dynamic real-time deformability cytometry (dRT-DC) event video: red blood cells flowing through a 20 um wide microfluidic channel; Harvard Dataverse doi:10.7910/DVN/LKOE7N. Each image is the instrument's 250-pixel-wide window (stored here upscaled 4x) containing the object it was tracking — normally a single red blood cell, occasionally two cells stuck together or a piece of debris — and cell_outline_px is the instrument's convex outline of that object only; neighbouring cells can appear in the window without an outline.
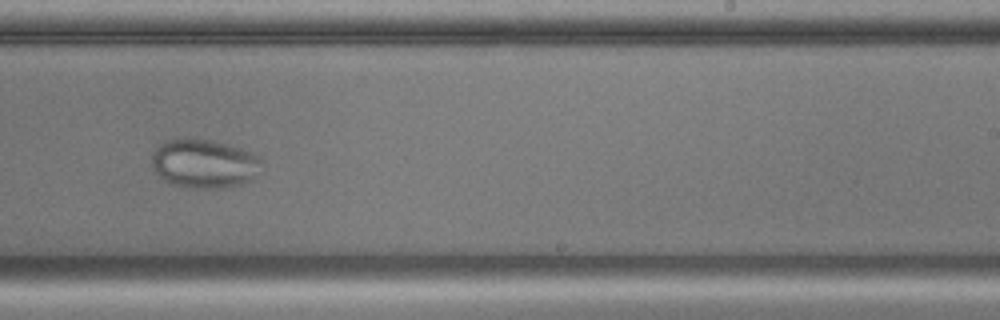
{"species": "common noctule bat (a hibernating species)", "species_latin": "Nyctalus noctula", "temperature_condition": "cold", "stored_images_in_passage": 56, "segment_of_instrument_passage": [1, 2], "camera_frame_rate_fps": 3000, "um_per_image_px": 0.085, "animal": {"sex": "male", "body_mass_g": 17.9, "forearm_length_mm": 54.2}, "frame": {"image": 1, "passage_image": 34, "time_ms": 11.0, "image_size_px": [1000, 320], "cell_outline_px": [[264, 172], [252, 180], [240, 184], [224, 188], [184, 188], [172, 184], [164, 180], [152, 168], [152, 152], [160, 144], [168, 140], [184, 136], [188, 136], [228, 144], [256, 152], [264, 160]], "centroid_in_image_um": [17.44, 13.89], "position_along_channel_um": 271.6, "area_um2": 32.54}}
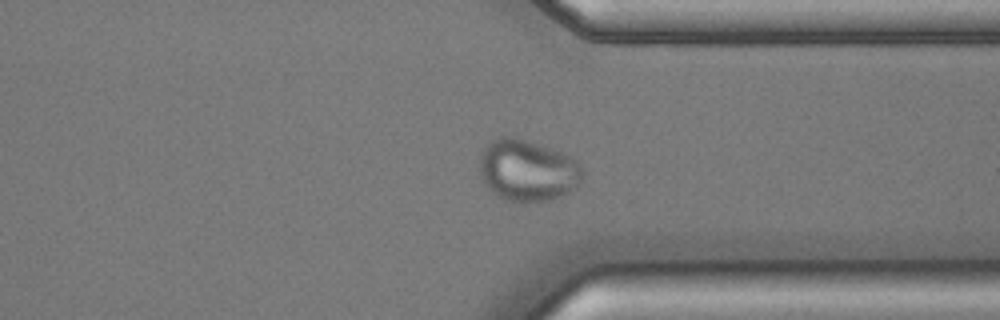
{"frame": {"image": 2, "passage_image": 42, "time_ms": 13.667, "image_size_px": [1000, 320], "cell_outline_px": [[584, 172], [576, 188], [560, 196], [548, 200], [504, 200], [488, 188], [484, 184], [480, 176], [480, 152], [492, 140], [500, 136], [516, 136], [564, 152], [576, 160], [584, 168]], "centroid_in_image_um": [44.84, 14.44], "position_along_channel_um": 366.6, "area_um2": 37.05}}